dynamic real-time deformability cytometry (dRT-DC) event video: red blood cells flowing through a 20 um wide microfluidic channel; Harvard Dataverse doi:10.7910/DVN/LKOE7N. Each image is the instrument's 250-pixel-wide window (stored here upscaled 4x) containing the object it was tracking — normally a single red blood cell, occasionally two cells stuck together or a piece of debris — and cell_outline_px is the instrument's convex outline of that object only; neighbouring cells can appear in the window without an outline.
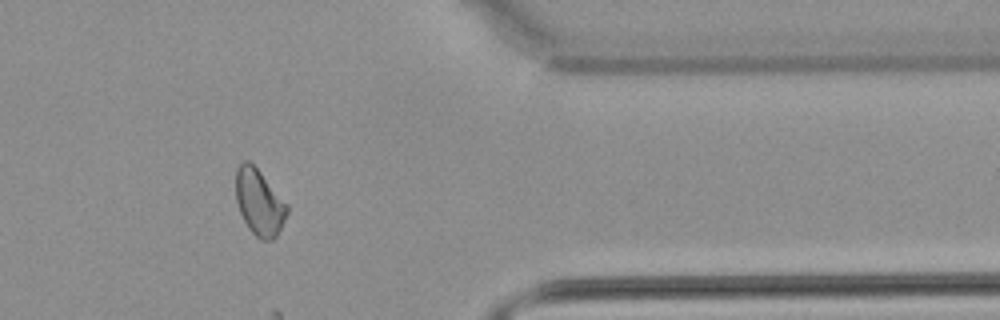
{"species": "common noctule bat (a hibernating species)", "species_latin": "Nyctalus noctula", "temperature_condition": "warm", "stored_images_in_passage": 41, "camera_frame_rate_fps": 3000, "um_per_image_px": 0.085, "animal": {"sex": "male", "body_mass_g": 21.5, "forearm_length_mm": 52.0}, "frame": {"image": 1, "passage_image": 37, "time_ms": 12.0, "image_size_px": [1000, 320], "cell_outline_px": [[288, 212], [276, 236], [272, 240], [260, 240], [248, 228], [240, 212], [236, 200], [236, 168], [244, 160], [248, 160], [260, 172], [288, 204]], "centroid_in_image_um": [22.03, 17.2], "position_along_channel_um": 389.4, "area_um2": 19.54}}